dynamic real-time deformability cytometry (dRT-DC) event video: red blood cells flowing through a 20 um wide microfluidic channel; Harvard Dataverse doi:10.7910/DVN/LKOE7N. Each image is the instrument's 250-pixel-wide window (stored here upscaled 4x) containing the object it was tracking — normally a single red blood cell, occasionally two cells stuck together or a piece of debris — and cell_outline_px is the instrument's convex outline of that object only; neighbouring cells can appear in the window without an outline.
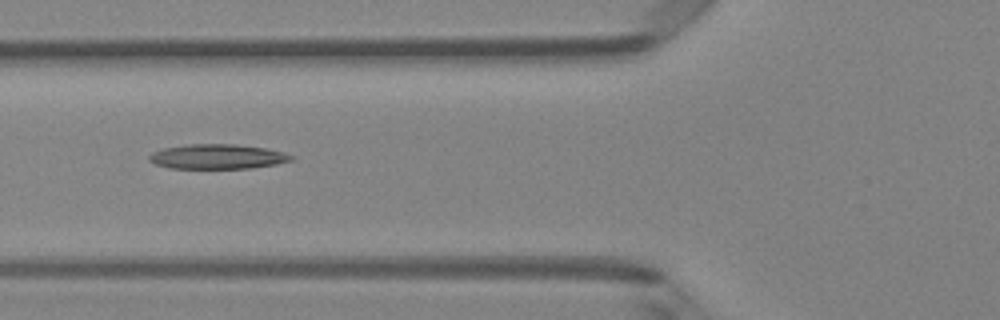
{"species": "Egyptian fruit bat (a non-hibernating species)", "species_latin": "Rousettus aegyptiacus", "temperature_condition": "room temperature", "stored_images_in_passage": 5, "camera_frame_rate_fps": 3000, "um_per_image_px": 0.085, "animal": {"sex": "female"}, "frame": {"image": 1, "passage_image": 5, "time_ms": 1.333, "image_size_px": [1000, 320], "cell_outline_px": [[296, 160], [276, 164], [252, 168], [168, 168], [156, 164], [148, 160], [148, 156], [152, 152], [164, 148], [184, 144], [236, 144], [264, 148], [284, 152], [296, 156]], "centroid_in_image_um": [18.51, 13.31], "position_along_channel_um": 107.3, "area_um2": 20.69}}